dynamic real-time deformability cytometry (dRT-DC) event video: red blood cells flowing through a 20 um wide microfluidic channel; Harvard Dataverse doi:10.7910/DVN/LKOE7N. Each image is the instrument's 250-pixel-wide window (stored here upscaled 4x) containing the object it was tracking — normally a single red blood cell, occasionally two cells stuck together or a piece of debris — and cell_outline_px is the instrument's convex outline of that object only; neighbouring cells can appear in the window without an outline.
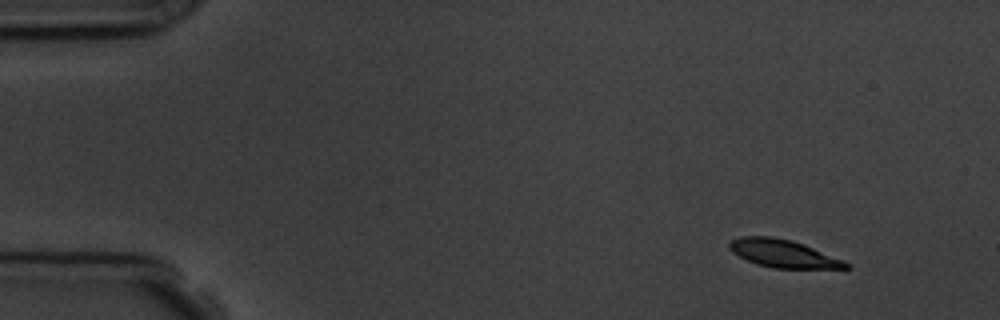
{"species": "common noctule bat (a hibernating species)", "species_latin": "Nyctalus noctula", "temperature_condition": "room temperature", "stored_images_in_passage": 4, "camera_frame_rate_fps": 3000, "um_per_image_px": 0.085, "animal": {"sex": "male", "body_mass_g": 19.5, "forearm_length_mm": 54.6}, "frame": {"image": 1, "passage_image": 1, "time_ms": 0.0, "image_size_px": [1000, 320], "cell_outline_px": [[852, 268], [772, 268], [756, 264], [732, 252], [728, 248], [728, 244], [732, 240], [740, 236], [772, 236], [792, 240], [804, 244], [844, 260], [852, 264]], "centroid_in_image_um": [66.59, 21.55], "position_along_channel_um": 18.4, "area_um2": 18.96}}
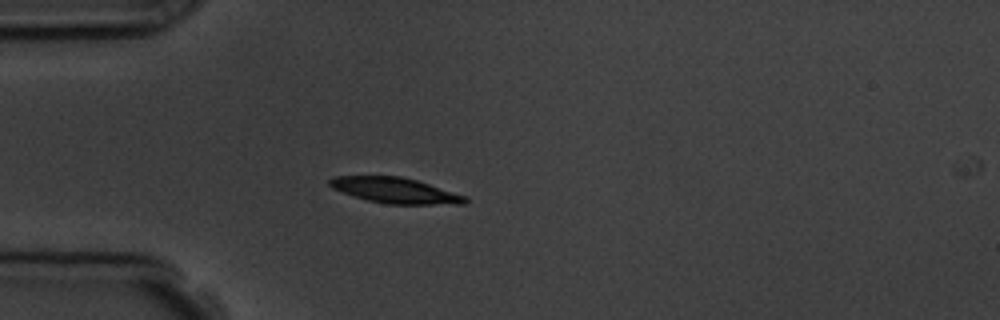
{"frame": {"image": 2, "passage_image": 4, "time_ms": 3.333, "image_size_px": [1000, 320], "cell_outline_px": [[468, 200], [464, 204], [388, 204], [368, 200], [332, 188], [328, 184], [328, 180], [336, 176], [400, 176], [416, 180], [468, 196]], "centroid_in_image_um": [33.63, 16.18], "position_along_channel_um": 51.4, "area_um2": 20.0}}